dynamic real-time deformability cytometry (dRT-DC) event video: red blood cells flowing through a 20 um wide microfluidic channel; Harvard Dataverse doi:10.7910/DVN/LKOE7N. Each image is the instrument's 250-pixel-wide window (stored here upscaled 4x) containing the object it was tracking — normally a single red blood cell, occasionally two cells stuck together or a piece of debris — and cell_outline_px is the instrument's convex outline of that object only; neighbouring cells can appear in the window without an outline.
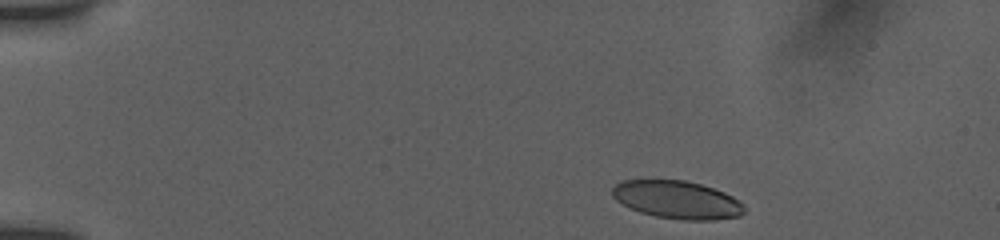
{"species": "human", "species_latin": "Homo sapiens", "temperature_condition": "room temperature", "stored_images_in_passage": 9, "camera_frame_rate_fps": 3000, "um_per_image_px": 0.085, "donor": {"sex": "female"}, "frame": {"image": 1, "passage_image": 1, "time_ms": 0.0, "image_size_px": [1000, 240], "cell_outline_px": [[744, 212], [740, 216], [716, 220], [684, 220], [656, 216], [640, 212], [616, 200], [612, 196], [612, 188], [620, 180], [684, 180], [700, 184], [724, 192], [740, 200], [744, 204]], "centroid_in_image_um": [57.58, 16.98], "position_along_channel_um": 27.4, "area_um2": 29.13}}
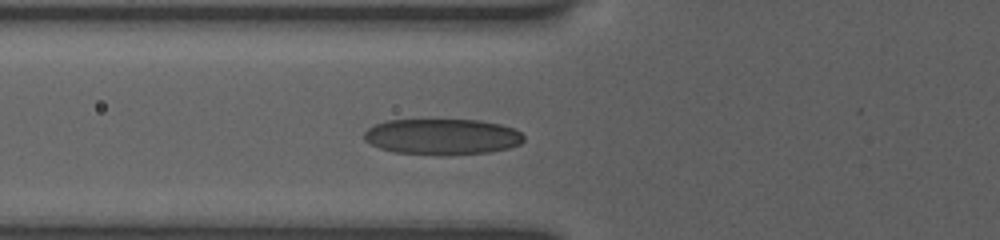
{"frame": {"image": 2, "passage_image": 6, "time_ms": 4.0, "image_size_px": [1000, 240], "cell_outline_px": [[524, 140], [520, 144], [508, 148], [488, 152], [448, 156], [440, 156], [396, 152], [380, 148], [364, 140], [364, 132], [368, 128], [376, 124], [388, 120], [480, 120], [500, 124], [512, 128], [520, 132], [524, 136]], "centroid_in_image_um": [37.59, 11.63], "position_along_channel_um": 88.2, "area_um2": 33.58}}
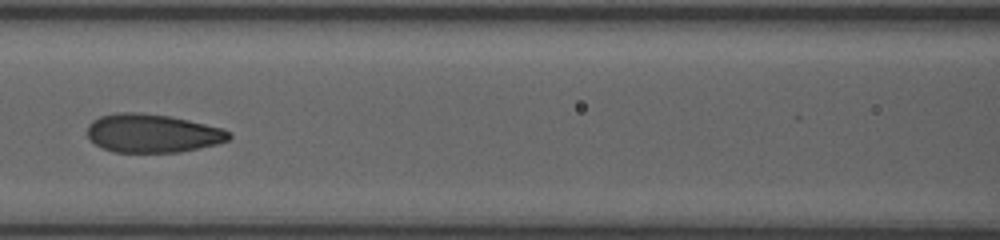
{"frame": {"image": 3, "passage_image": 8, "time_ms": 5.667, "image_size_px": [1000, 240], "cell_outline_px": [[232, 136], [228, 140], [216, 144], [200, 148], [180, 152], [112, 152], [96, 144], [88, 136], [88, 124], [92, 120], [100, 116], [116, 112], [140, 112], [168, 116], [188, 120], [220, 128], [228, 132]], "centroid_in_image_um": [12.93, 11.33], "position_along_channel_um": 153.7, "area_um2": 31.62}}